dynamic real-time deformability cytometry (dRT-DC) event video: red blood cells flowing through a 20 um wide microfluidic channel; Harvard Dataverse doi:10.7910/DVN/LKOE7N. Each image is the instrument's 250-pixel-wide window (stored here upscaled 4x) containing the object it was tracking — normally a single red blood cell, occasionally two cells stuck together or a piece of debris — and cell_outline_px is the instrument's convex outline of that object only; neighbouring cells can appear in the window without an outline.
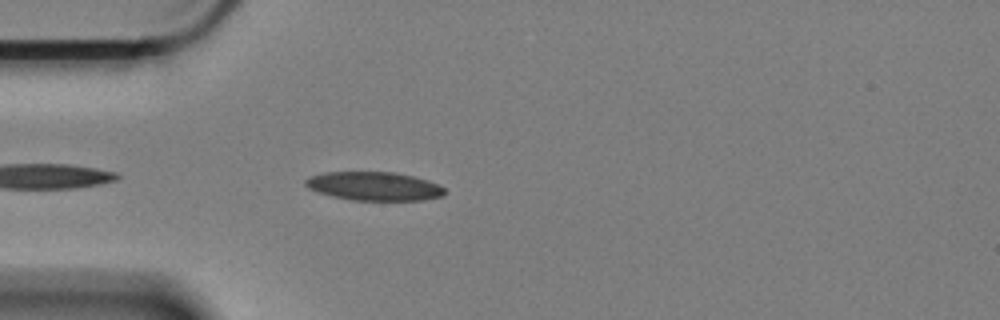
{"species": "Egyptian fruit bat (a non-hibernating species)", "species_latin": "Rousettus aegyptiacus", "temperature_condition": "cold", "stored_images_in_passage": 30, "camera_frame_rate_fps": 3000, "um_per_image_px": 0.085, "animal": {"sex": "female"}, "frame": {"image": 1, "passage_image": 3, "time_ms": 0.667, "image_size_px": [1000, 320], "cell_outline_px": [[444, 196], [424, 200], [352, 200], [332, 196], [316, 192], [308, 188], [304, 184], [304, 180], [308, 176], [324, 172], [396, 172], [428, 180], [444, 188]], "centroid_in_image_um": [31.75, 15.82], "position_along_channel_um": 53.2, "area_um2": 23.35}}
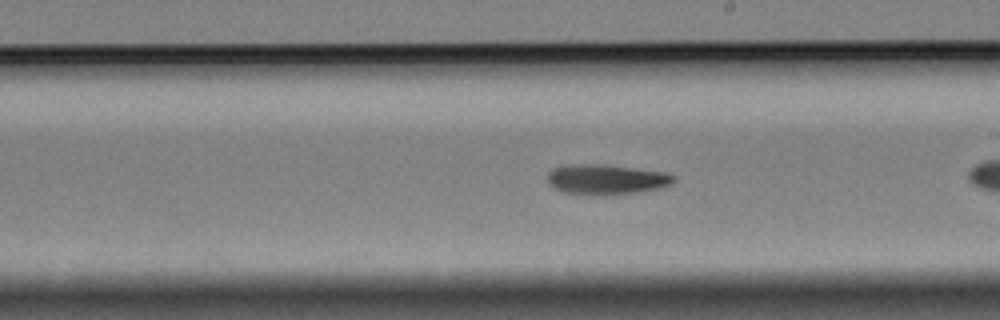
{"frame": {"image": 2, "passage_image": 17, "time_ms": 5.333, "image_size_px": [1000, 320], "cell_outline_px": [[676, 180], [672, 184], [660, 188], [636, 192], [560, 192], [552, 188], [548, 184], [548, 172], [552, 168], [572, 164], [604, 164], [664, 172], [676, 176]], "centroid_in_image_um": [51.53, 15.2], "position_along_channel_um": 237.5, "area_um2": 21.39}}
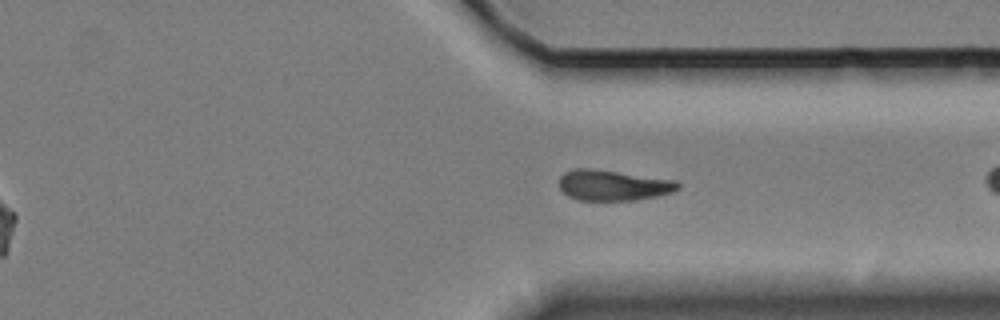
{"frame": {"image": 3, "passage_image": 28, "time_ms": 9.0, "image_size_px": [1000, 320], "cell_outline_px": [[680, 188], [672, 192], [660, 196], [636, 200], [576, 200], [568, 196], [560, 188], [560, 176], [564, 172], [572, 168], [592, 168], [676, 180], [680, 184]], "centroid_in_image_um": [52.12, 15.74], "position_along_channel_um": 359.3, "area_um2": 21.39}}